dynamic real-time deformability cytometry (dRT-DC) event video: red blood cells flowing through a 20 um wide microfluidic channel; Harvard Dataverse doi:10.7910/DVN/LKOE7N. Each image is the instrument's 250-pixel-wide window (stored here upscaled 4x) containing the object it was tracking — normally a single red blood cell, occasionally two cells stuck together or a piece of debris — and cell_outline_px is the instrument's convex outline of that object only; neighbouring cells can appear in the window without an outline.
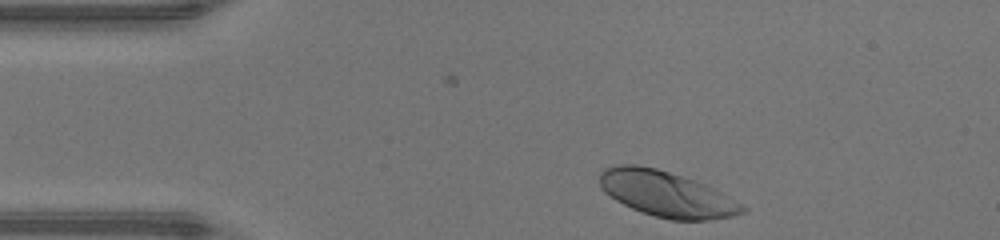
{"species": "human", "species_latin": "Homo sapiens", "temperature_condition": "warm", "stored_images_in_passage": 31, "camera_frame_rate_fps": 3000, "um_per_image_px": 0.085, "donor": {"sex": "male"}, "frame": {"image": 1, "passage_image": 1, "time_ms": 0.0, "image_size_px": [1000, 240], "cell_outline_px": [[748, 208], [744, 212], [732, 216], [708, 220], [672, 220], [656, 216], [632, 208], [616, 200], [604, 192], [600, 188], [600, 172], [604, 168], [616, 164], [636, 164], [656, 168], [708, 184], [744, 204]], "centroid_in_image_um": [56.68, 16.47], "position_along_channel_um": 28.3, "area_um2": 38.15}}
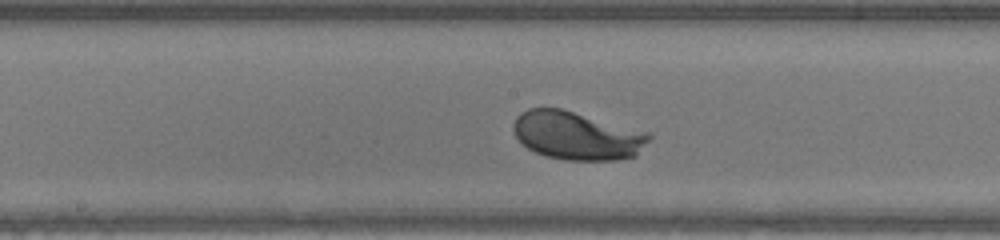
{"frame": {"image": 2, "passage_image": 17, "time_ms": 5.333, "image_size_px": [1000, 240], "cell_outline_px": [[652, 136], [636, 156], [616, 160], [564, 160], [544, 156], [528, 148], [516, 136], [512, 128], [512, 124], [516, 116], [520, 112], [528, 108], [560, 108], [648, 132]], "centroid_in_image_um": [49.02, 11.53], "position_along_channel_um": 199.2, "area_um2": 38.09}}
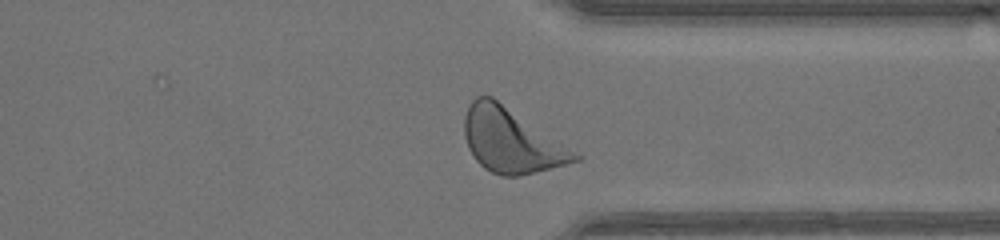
{"frame": {"image": 3, "passage_image": 29, "time_ms": 9.333, "image_size_px": [1000, 240], "cell_outline_px": [[584, 156], [580, 160], [520, 176], [500, 176], [484, 168], [472, 156], [468, 148], [464, 136], [464, 116], [468, 104], [476, 96], [492, 96]], "centroid_in_image_um": [43.44, 11.94], "position_along_channel_um": 368.0, "area_um2": 41.44}, "authors_computed_cell_mechanics": {"area_um2": 37.1076, "velocity_mm_per_s": 4.2684, "shape_relaxation_time_tau1_ms": 1.4565, "shape_relaxation_time_tau2_ms": null, "deformation_change_tau1": 0.1694, "deformation_change_tau2": null}}